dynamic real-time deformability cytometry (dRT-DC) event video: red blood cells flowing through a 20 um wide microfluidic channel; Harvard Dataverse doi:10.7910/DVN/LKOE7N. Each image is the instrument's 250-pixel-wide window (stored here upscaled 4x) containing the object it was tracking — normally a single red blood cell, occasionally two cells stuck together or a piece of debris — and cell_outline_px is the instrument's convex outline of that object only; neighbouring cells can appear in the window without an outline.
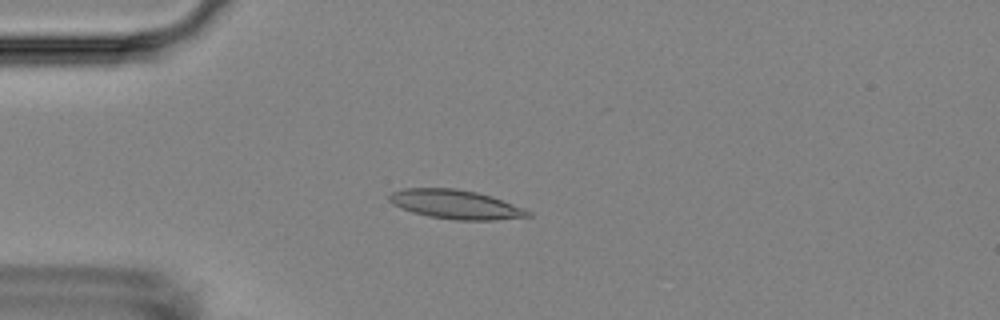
{"species": "Egyptian fruit bat (a non-hibernating species)", "species_latin": "Rousettus aegyptiacus", "temperature_condition": "room temperature", "stored_images_in_passage": 9, "camera_frame_rate_fps": 3000, "um_per_image_px": 0.085, "animal": {"sex": "female"}, "frame": {"image": 1, "passage_image": 5, "time_ms": 4.667, "image_size_px": [1000, 320], "cell_outline_px": [[532, 216], [496, 220], [456, 220], [428, 216], [412, 212], [400, 208], [392, 204], [388, 200], [388, 196], [392, 192], [404, 188], [456, 188], [476, 192], [492, 196], [524, 208], [532, 212]], "centroid_in_image_um": [38.73, 17.37], "position_along_channel_um": 46.3, "area_um2": 23.64}}
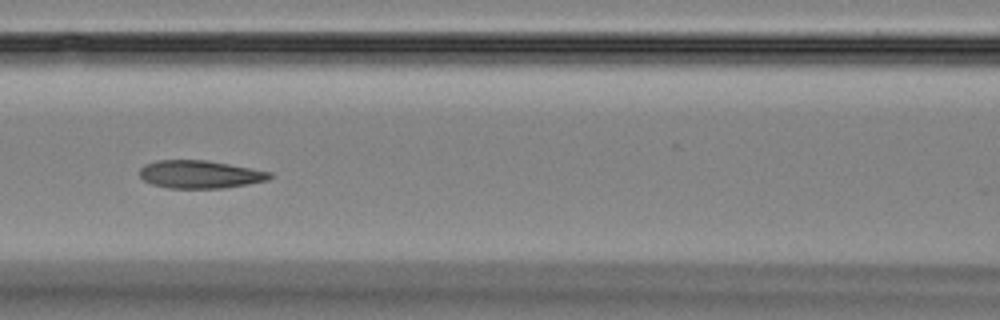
{"frame": {"image": 2, "passage_image": 8, "time_ms": 8.0, "image_size_px": [1000, 320], "cell_outline_px": [[272, 176], [268, 180], [248, 184], [224, 188], [168, 188], [152, 184], [144, 180], [140, 176], [140, 168], [144, 164], [156, 160], [204, 160], [228, 164], [272, 172]], "centroid_in_image_um": [16.98, 14.82], "position_along_channel_um": 149.6, "area_um2": 21.1}}